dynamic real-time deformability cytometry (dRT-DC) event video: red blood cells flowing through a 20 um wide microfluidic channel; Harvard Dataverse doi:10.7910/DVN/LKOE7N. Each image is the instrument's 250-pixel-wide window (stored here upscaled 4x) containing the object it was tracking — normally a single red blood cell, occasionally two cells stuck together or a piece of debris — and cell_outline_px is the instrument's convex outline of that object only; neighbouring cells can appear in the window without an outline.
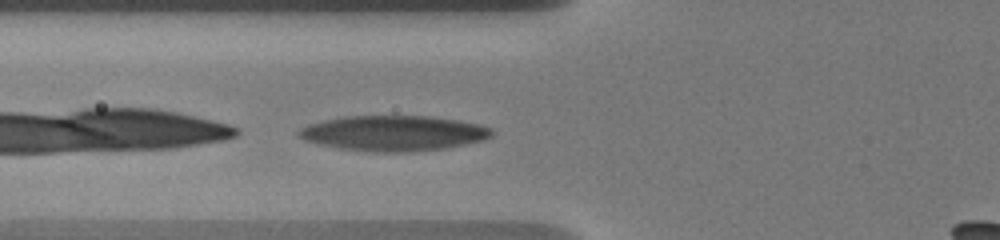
{"species": "human", "species_latin": "Homo sapiens", "temperature_condition": "warm", "stored_images_in_passage": 17, "camera_frame_rate_fps": 3000, "um_per_image_px": 0.085, "donor": {"sex": "male"}, "frame": {"image": 1, "passage_image": 14, "time_ms": 4.667, "image_size_px": [1000, 240], "cell_outline_px": [[496, 132], [492, 136], [484, 140], [444, 148], [412, 152], [372, 152], [340, 148], [320, 144], [304, 140], [296, 136], [296, 132], [300, 128], [308, 124], [324, 120], [344, 116], [432, 116], [460, 120], [480, 124], [492, 128]], "centroid_in_image_um": [33.47, 11.32], "position_along_channel_um": 92.3, "area_um2": 40.11}}
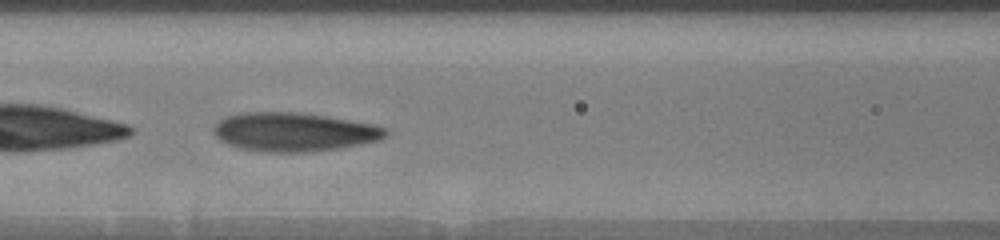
{"frame": {"image": 2, "passage_image": 16, "time_ms": 6.0, "image_size_px": [1000, 240], "cell_outline_px": [[388, 132], [380, 140], [360, 144], [336, 148], [304, 152], [264, 152], [240, 148], [228, 144], [220, 140], [212, 132], [212, 128], [224, 116], [240, 112], [296, 112], [324, 116], [372, 124], [388, 128]], "centroid_in_image_um": [24.93, 11.21], "position_along_channel_um": 141.7, "area_um2": 38.73}}
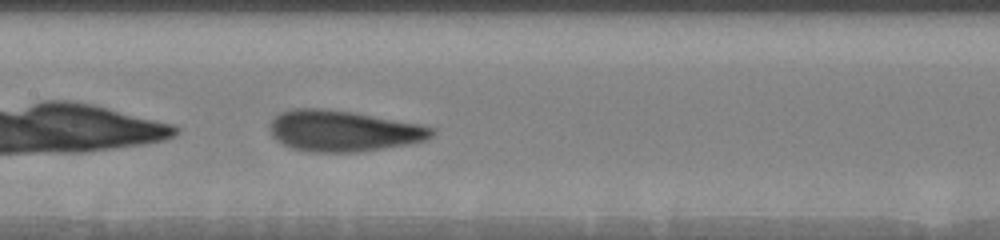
{"frame": {"image": 3, "passage_image": 17, "time_ms": 7.0, "image_size_px": [1000, 240], "cell_outline_px": [[436, 132], [428, 140], [408, 144], [384, 148], [356, 152], [312, 152], [292, 148], [276, 140], [272, 136], [272, 120], [280, 112], [292, 108], [324, 108], [352, 112], [420, 124], [436, 128]], "centroid_in_image_um": [29.22, 11.12], "position_along_channel_um": 178.2, "area_um2": 38.67}}